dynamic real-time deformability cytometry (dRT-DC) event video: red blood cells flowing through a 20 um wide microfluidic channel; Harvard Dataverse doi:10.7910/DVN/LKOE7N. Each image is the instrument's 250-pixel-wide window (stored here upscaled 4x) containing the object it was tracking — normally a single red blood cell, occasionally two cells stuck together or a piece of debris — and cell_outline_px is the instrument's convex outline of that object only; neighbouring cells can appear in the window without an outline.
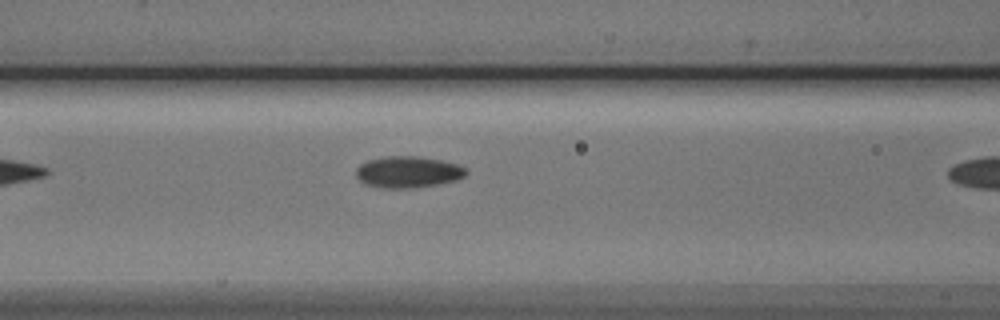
{"species": "Egyptian fruit bat (a non-hibernating species)", "species_latin": "Rousettus aegyptiacus", "temperature_condition": "cold", "stored_images_in_passage": 5, "segment_of_instrument_passage": [1, 2], "camera_frame_rate_fps": 3000, "um_per_image_px": 0.085, "animal": {"sex": "male"}, "frame": {"image": 1, "passage_image": 4, "time_ms": 3.667, "image_size_px": [1000, 320], "cell_outline_px": [[468, 172], [464, 176], [456, 180], [440, 184], [412, 188], [380, 188], [364, 184], [356, 176], [356, 168], [360, 164], [368, 160], [384, 156], [416, 156], [440, 160], [456, 164], [468, 168]], "centroid_in_image_um": [34.67, 14.62], "position_along_channel_um": 131.9, "area_um2": 20.35}}